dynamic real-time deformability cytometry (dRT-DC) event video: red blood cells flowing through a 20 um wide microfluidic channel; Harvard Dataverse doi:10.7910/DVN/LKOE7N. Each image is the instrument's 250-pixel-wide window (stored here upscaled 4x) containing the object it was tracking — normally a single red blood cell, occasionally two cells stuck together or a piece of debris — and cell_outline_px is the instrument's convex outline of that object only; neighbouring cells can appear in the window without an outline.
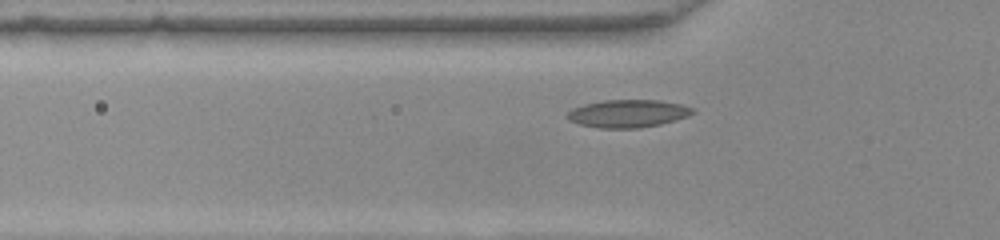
{"species": "common noctule bat (a hibernating species)", "species_latin": "Nyctalus noctula", "temperature_condition": "warm", "stored_images_in_passage": 39, "camera_frame_rate_fps": 3000, "um_per_image_px": 0.085, "animal": {"sex": "female", "body_mass_g": 22.0, "forearm_length_mm": 56.7}, "frame": {"image": 1, "passage_image": 9, "time_ms": 2.667, "image_size_px": [1000, 240], "cell_outline_px": [[696, 112], [688, 116], [676, 120], [660, 124], [640, 128], [600, 128], [580, 124], [568, 120], [568, 112], [572, 108], [584, 104], [604, 100], [660, 100], [680, 104], [692, 108]], "centroid_in_image_um": [53.38, 9.65], "position_along_channel_um": 72.4, "area_um2": 20.23}}
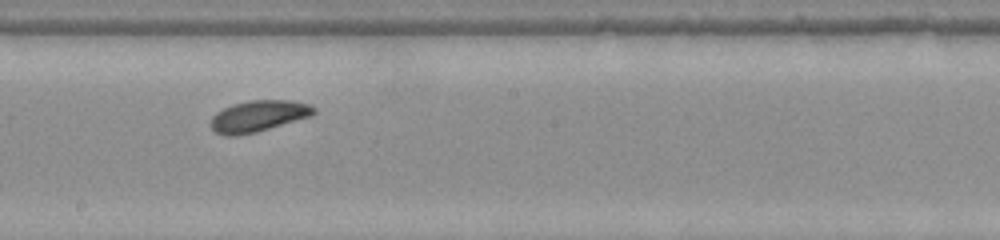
{"frame": {"image": 2, "passage_image": 21, "time_ms": 6.667, "image_size_px": [1000, 240], "cell_outline_px": [[316, 112], [312, 116], [256, 132], [236, 136], [224, 136], [216, 132], [212, 128], [212, 116], [216, 112], [232, 104], [252, 100], [288, 100], [308, 104], [316, 108]], "centroid_in_image_um": [21.97, 9.87], "position_along_channel_um": 226.2, "area_um2": 18.73}}
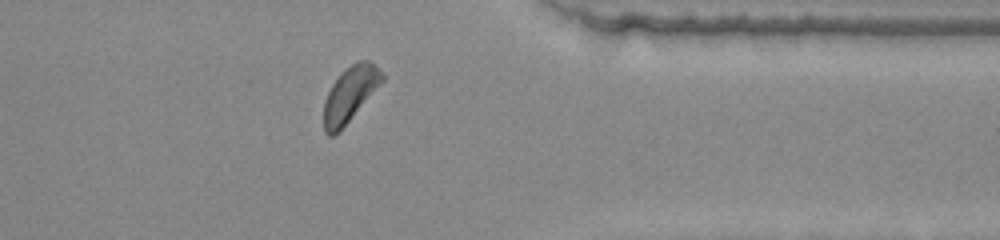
{"frame": {"image": 3, "passage_image": 34, "time_ms": 11.0, "image_size_px": [1000, 240], "cell_outline_px": [[384, 80], [348, 120], [332, 136], [328, 136], [324, 132], [324, 100], [332, 84], [340, 72], [356, 60], [368, 60], [384, 76]], "centroid_in_image_um": [29.71, 7.96], "position_along_channel_um": 381.7, "area_um2": 18.09}}